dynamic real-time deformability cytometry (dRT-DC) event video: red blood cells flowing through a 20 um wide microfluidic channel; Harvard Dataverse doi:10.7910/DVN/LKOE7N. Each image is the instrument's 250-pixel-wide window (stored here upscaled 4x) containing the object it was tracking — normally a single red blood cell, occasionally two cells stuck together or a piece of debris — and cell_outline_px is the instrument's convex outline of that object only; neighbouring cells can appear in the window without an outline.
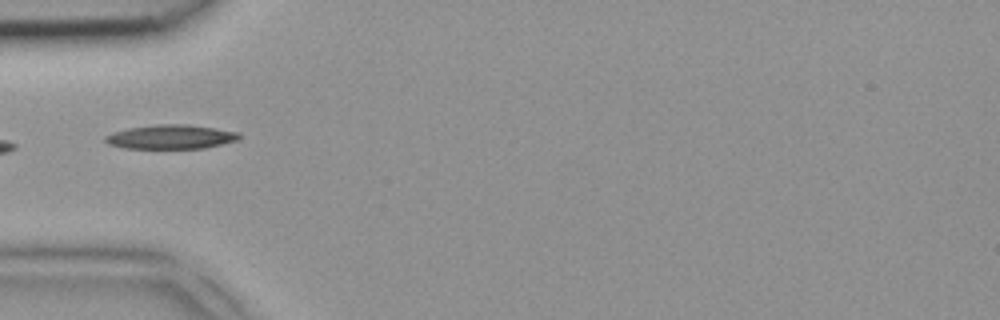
{"species": "common noctule bat (a hibernating species)", "species_latin": "Nyctalus noctula", "temperature_condition": "room temperature", "stored_images_in_passage": 4, "camera_frame_rate_fps": 3000, "um_per_image_px": 0.085, "animal": {"sex": "female", "body_mass_g": 18.4}, "frame": {"image": 1, "passage_image": 4, "time_ms": 1.0, "image_size_px": [1000, 320], "cell_outline_px": [[240, 136], [236, 140], [204, 148], [124, 148], [108, 144], [104, 140], [104, 136], [112, 132], [128, 128], [156, 124], [184, 124], [240, 132]], "centroid_in_image_um": [14.46, 11.63], "position_along_channel_um": 70.5, "area_um2": 18.67}}